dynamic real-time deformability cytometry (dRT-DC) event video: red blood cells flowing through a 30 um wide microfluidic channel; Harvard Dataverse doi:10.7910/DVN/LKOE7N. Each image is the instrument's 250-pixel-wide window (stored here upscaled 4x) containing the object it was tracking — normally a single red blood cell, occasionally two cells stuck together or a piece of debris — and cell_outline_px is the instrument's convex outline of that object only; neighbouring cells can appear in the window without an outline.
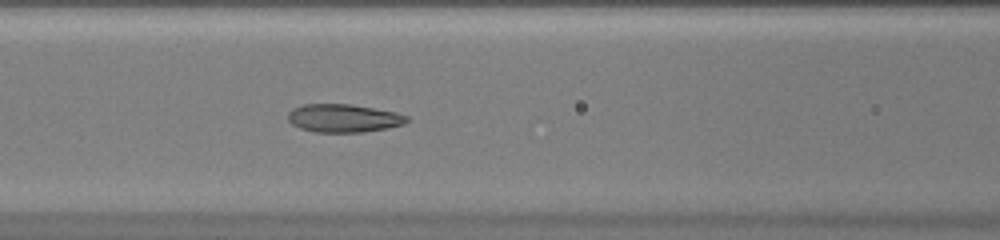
{"species": "common noctule bat (a hibernating species)", "species_latin": "Nyctalus noctula", "temperature_condition": "warm", "stored_images_in_passage": 52, "camera_frame_rate_fps": 3000, "um_per_image_px": 0.085, "animal": {"sex": "female", "body_mass_g": 20.0, "forearm_length_mm": 54.0}, "frame": {"image": 1, "passage_image": 23, "time_ms": 7.333, "image_size_px": [1000, 240], "cell_outline_px": [[412, 120], [404, 124], [388, 128], [364, 132], [316, 132], [300, 128], [292, 124], [288, 120], [288, 112], [292, 108], [304, 104], [348, 104], [396, 112], [408, 116]], "centroid_in_image_um": [29.22, 10.05], "position_along_channel_um": 137.4, "area_um2": 19.59}}
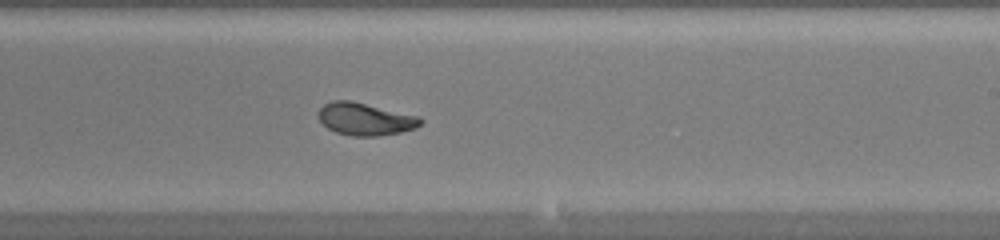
{"frame": {"image": 2, "passage_image": 32, "time_ms": 10.333, "image_size_px": [1000, 240], "cell_outline_px": [[424, 120], [416, 128], [400, 132], [376, 136], [352, 136], [336, 132], [328, 128], [320, 120], [320, 108], [324, 104], [332, 100], [352, 100], [420, 116]], "centroid_in_image_um": [31.08, 10.11], "position_along_channel_um": 257.9, "area_um2": 19.31}}
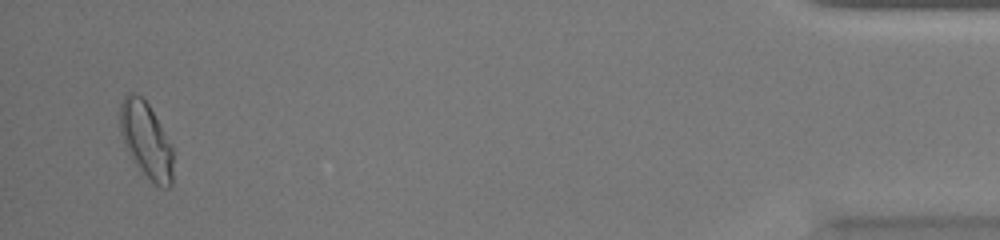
{"frame": {"image": 3, "passage_image": 50, "time_ms": 16.333, "image_size_px": [1000, 240], "cell_outline_px": [[172, 184], [168, 188], [160, 188], [136, 164], [124, 144], [120, 132], [120, 104], [124, 96], [128, 92], [132, 92], [140, 96], [148, 104], [172, 148]], "centroid_in_image_um": [12.4, 11.89], "position_along_channel_um": 422.8, "area_um2": 22.77}, "authors_computed_cell_mechanics": {"area_um2": 21.0103, "velocity_mm_per_s": 4.0299, "shape_relaxation_time_tau1_ms": 9.0827, "shape_relaxation_time_tau2_ms": 0.808, "deformation_change_tau1": 0.251, "deformation_change_tau2": 0.0575}}